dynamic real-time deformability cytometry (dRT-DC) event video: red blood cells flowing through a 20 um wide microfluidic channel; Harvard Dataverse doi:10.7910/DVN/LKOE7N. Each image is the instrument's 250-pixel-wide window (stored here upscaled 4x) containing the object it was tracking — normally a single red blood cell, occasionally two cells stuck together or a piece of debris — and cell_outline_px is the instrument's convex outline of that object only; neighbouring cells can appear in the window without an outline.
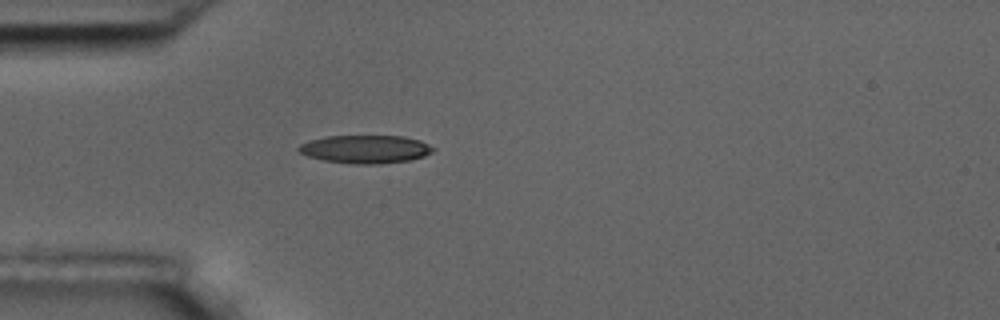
{"species": "common noctule bat (a hibernating species)", "species_latin": "Nyctalus noctula", "temperature_condition": "room temperature", "stored_images_in_passage": 1, "camera_frame_rate_fps": 3000, "um_per_image_px": 0.085, "animal": {"sex": "male", "body_mass_g": 17.5, "forearm_length_mm": 52.3}, "frame": {"image": 1, "passage_image": 1, "time_ms": 0.0, "image_size_px": [1000, 320], "cell_outline_px": [[436, 148], [432, 152], [424, 156], [408, 160], [380, 164], [352, 164], [324, 160], [308, 156], [300, 152], [296, 148], [300, 144], [308, 140], [328, 136], [404, 136], [420, 140]], "centroid_in_image_um": [31.06, 12.68], "position_along_channel_um": 53.9, "area_um2": 22.08}}